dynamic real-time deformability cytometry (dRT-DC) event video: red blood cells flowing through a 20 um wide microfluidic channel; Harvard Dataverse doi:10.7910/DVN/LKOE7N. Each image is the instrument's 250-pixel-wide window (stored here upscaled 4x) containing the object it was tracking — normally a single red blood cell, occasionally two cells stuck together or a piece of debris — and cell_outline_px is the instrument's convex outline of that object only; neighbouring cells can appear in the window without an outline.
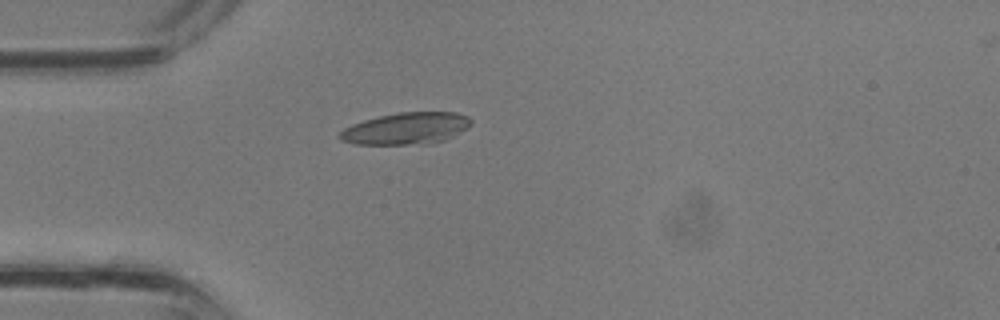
{"species": "common noctule bat (a hibernating species)", "species_latin": "Nyctalus noctula", "temperature_condition": "room temperature", "stored_images_in_passage": 22, "camera_frame_rate_fps": 3000, "um_per_image_px": 0.085, "animal": {"sex": "male", "body_mass_g": 13.3}, "frame": {"image": 1, "passage_image": 1, "time_ms": 0.0, "image_size_px": [1000, 320], "cell_outline_px": [[472, 124], [468, 128], [444, 140], [432, 144], [356, 144], [340, 140], [336, 136], [344, 128], [352, 124], [364, 120], [396, 112], [456, 112], [468, 116], [472, 120]], "centroid_in_image_um": [34.53, 10.92], "position_along_channel_um": 50.5, "area_um2": 24.51}}
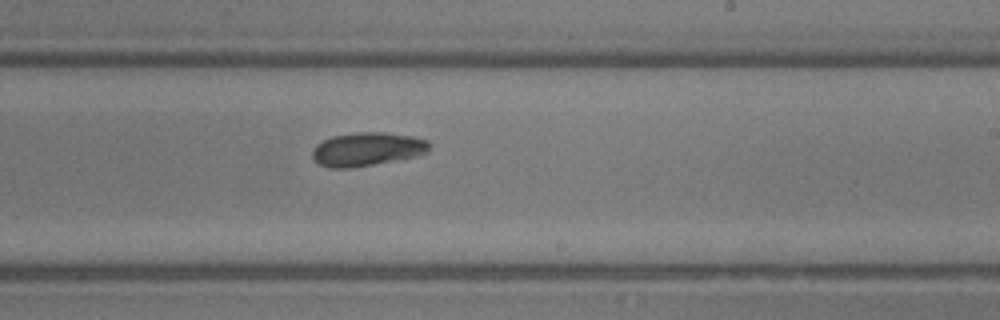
{"frame": {"image": 2, "passage_image": 12, "time_ms": 3.667, "image_size_px": [1000, 320], "cell_outline_px": [[428, 152], [416, 156], [352, 168], [328, 168], [320, 164], [312, 156], [312, 152], [316, 144], [332, 136], [360, 132], [384, 132], [412, 136], [428, 140]], "centroid_in_image_um": [31.19, 12.68], "position_along_channel_um": 257.8, "area_um2": 22.72}}
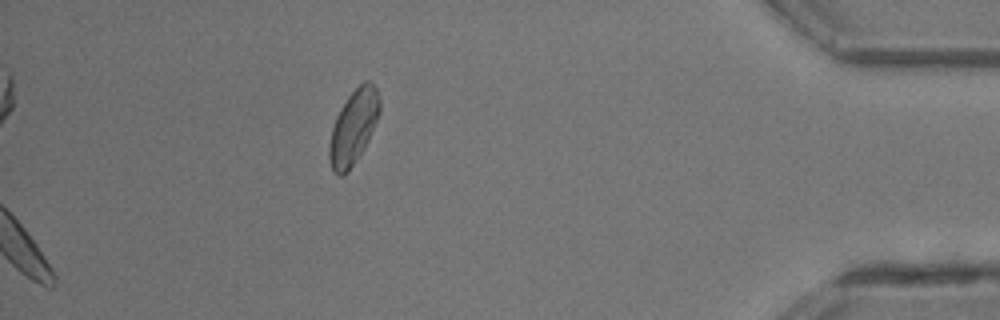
{"frame": {"image": 3, "passage_image": 22, "time_ms": 7.0, "image_size_px": [1000, 320], "cell_outline_px": [[380, 112], [368, 140], [364, 148], [348, 172], [344, 176], [340, 176], [332, 168], [328, 156], [328, 148], [332, 128], [336, 116], [340, 108], [348, 96], [364, 80], [368, 80], [376, 88], [380, 100]], "centroid_in_image_um": [30.04, 10.8], "position_along_channel_um": 405.2, "area_um2": 21.62}}